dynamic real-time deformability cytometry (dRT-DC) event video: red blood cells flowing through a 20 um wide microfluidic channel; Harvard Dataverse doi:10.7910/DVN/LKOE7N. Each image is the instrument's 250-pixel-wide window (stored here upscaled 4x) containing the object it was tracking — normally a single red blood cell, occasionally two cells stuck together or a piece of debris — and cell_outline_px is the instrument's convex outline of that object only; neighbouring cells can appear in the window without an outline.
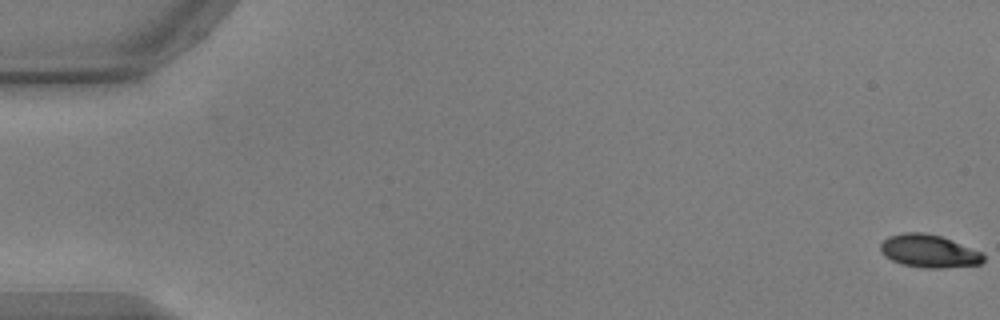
{"species": "common noctule bat (a hibernating species)", "species_latin": "Nyctalus noctula", "temperature_condition": "warm", "stored_images_in_passage": 56, "camera_frame_rate_fps": 3000, "um_per_image_px": 0.085, "animal": {"sex": "male", "body_mass_g": 17.9, "forearm_length_mm": 54.2}, "frame": {"image": 1, "passage_image": 1, "time_ms": 0.0, "image_size_px": [1000, 320], "cell_outline_px": [[984, 260], [980, 264], [944, 268], [924, 268], [900, 264], [884, 256], [880, 252], [880, 244], [888, 236], [904, 232], [924, 232], [940, 236], [952, 240], [984, 252]], "centroid_in_image_um": [78.96, 21.34], "position_along_channel_um": 6.0, "area_um2": 20.0}}
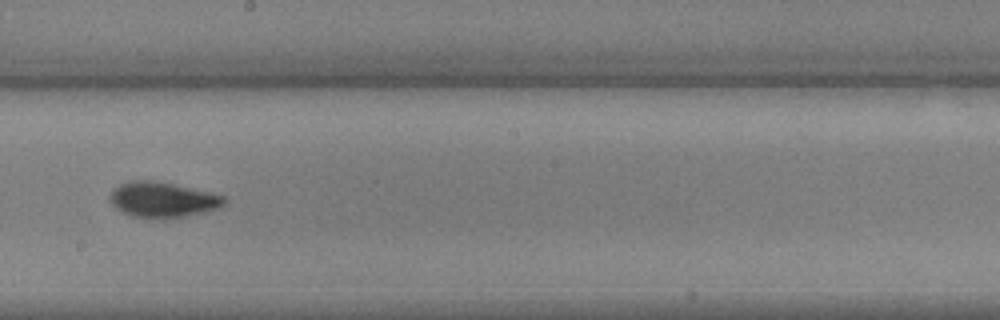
{"frame": {"image": 2, "passage_image": 32, "time_ms": 10.333, "image_size_px": [1000, 320], "cell_outline_px": [[224, 204], [208, 212], [164, 220], [160, 220], [132, 216], [120, 212], [112, 204], [112, 188], [128, 180], [152, 180], [172, 184], [224, 196]], "centroid_in_image_um": [13.78, 17.0], "position_along_channel_um": 234.4, "area_um2": 23.58}}
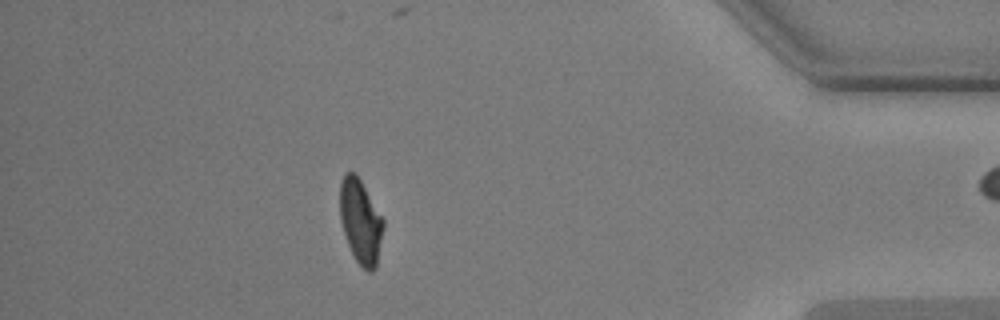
{"frame": {"image": 3, "passage_image": 49, "time_ms": 16.0, "image_size_px": [1000, 320], "cell_outline_px": [[384, 228], [376, 268], [372, 272], [368, 272], [356, 260], [348, 244], [340, 220], [340, 180], [344, 172], [356, 172], [384, 220]], "centroid_in_image_um": [30.65, 18.8], "position_along_channel_um": 404.6, "area_um2": 21.39}, "authors_computed_cell_mechanics": {"area_um2": 21.5594, "velocity_mm_per_s": 3.746, "shape_relaxation_time_tau1_ms": 2.9543, "shape_relaxation_time_tau2_ms": 1.4831, "deformation_change_tau1": 0.1505, "deformation_change_tau2": 0.0585}}